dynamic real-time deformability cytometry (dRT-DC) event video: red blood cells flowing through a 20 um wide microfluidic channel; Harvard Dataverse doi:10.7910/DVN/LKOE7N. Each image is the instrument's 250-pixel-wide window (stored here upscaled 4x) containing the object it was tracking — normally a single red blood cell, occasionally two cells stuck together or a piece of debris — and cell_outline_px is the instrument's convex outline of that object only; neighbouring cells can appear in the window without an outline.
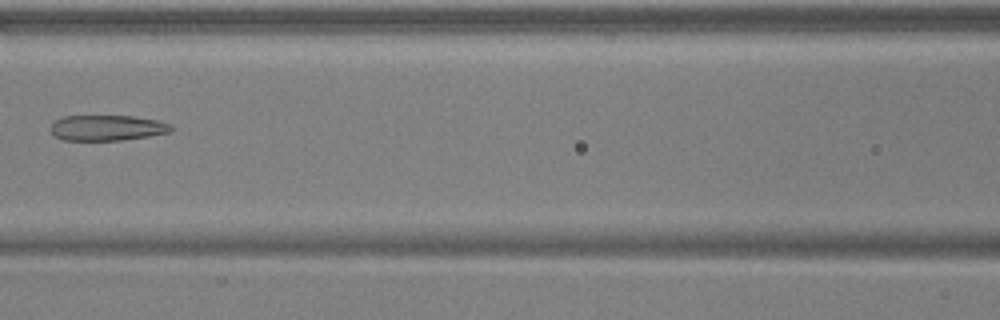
{"species": "common noctule bat (a hibernating species)", "species_latin": "Nyctalus noctula", "temperature_condition": "warm", "stored_images_in_passage": 6, "camera_frame_rate_fps": 3000, "um_per_image_px": 0.085, "animal": {"sex": "male", "body_mass_g": 17.9, "forearm_length_mm": 54.2}, "frame": {"image": 1, "passage_image": 5, "time_ms": 1.333, "image_size_px": [1000, 320], "cell_outline_px": [[176, 128], [172, 132], [124, 140], [64, 140], [52, 136], [52, 124], [56, 120], [64, 116], [132, 116], [160, 120], [172, 124]], "centroid_in_image_um": [9.18, 10.87], "position_along_channel_um": 157.4, "area_um2": 18.15}}
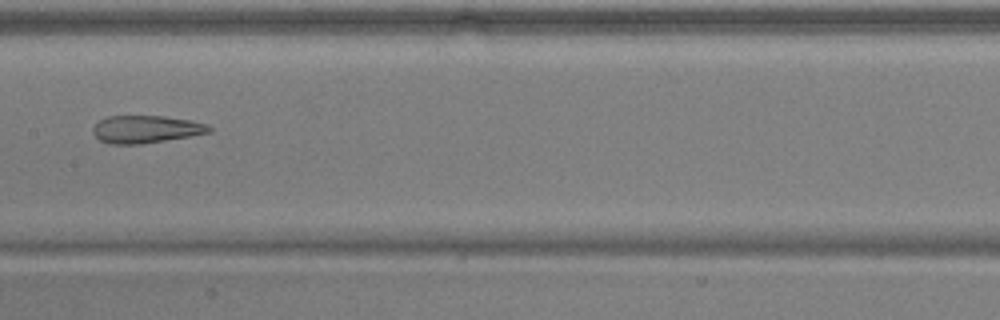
{"frame": {"image": 2, "passage_image": 6, "time_ms": 1.667, "image_size_px": [1000, 320], "cell_outline_px": [[212, 132], [140, 144], [108, 144], [100, 140], [92, 132], [92, 128], [100, 120], [108, 116], [164, 116], [192, 120], [208, 124], [212, 128]], "centroid_in_image_um": [12.41, 10.98], "position_along_channel_um": 195.0, "area_um2": 18.61}}